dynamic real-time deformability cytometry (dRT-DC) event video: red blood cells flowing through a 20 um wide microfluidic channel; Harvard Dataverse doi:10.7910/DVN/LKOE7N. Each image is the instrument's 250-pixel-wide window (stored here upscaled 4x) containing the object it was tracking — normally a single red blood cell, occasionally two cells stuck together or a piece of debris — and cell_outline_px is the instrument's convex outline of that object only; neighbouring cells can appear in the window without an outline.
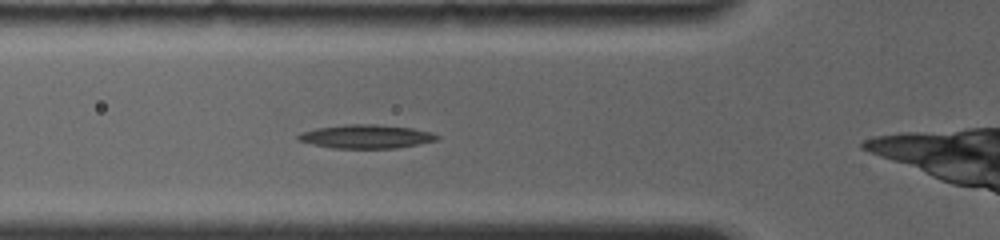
{"species": "common noctule bat (a hibernating species)", "species_latin": "Nyctalus noctula", "temperature_condition": "room temperature", "stored_images_in_passage": 27, "camera_frame_rate_fps": 4000, "um_per_image_px": 0.085, "animal": {"sex": "female", "body_mass_g": 19.0, "forearm_length_mm": 56.7}, "frame": {"image": 1, "passage_image": 5, "time_ms": 1.75, "image_size_px": [1000, 240], "cell_outline_px": [[440, 136], [436, 140], [396, 148], [332, 148], [312, 144], [296, 140], [296, 136], [300, 132], [316, 128], [344, 124], [376, 124], [412, 128], [432, 132]], "centroid_in_image_um": [31.07, 11.59], "position_along_channel_um": 94.7, "area_um2": 19.19}}
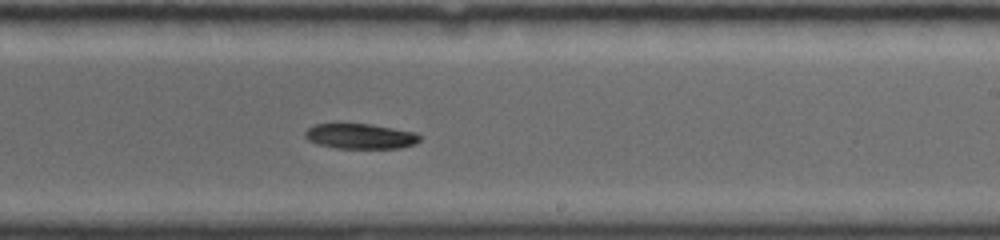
{"frame": {"image": 2, "passage_image": 15, "time_ms": 6.0, "image_size_px": [1000, 240], "cell_outline_px": [[420, 140], [416, 144], [400, 148], [336, 148], [320, 144], [308, 140], [304, 136], [304, 132], [312, 124], [336, 120], [368, 124], [416, 132], [420, 136]], "centroid_in_image_um": [30.55, 11.53], "position_along_channel_um": 258.5, "area_um2": 17.57}}
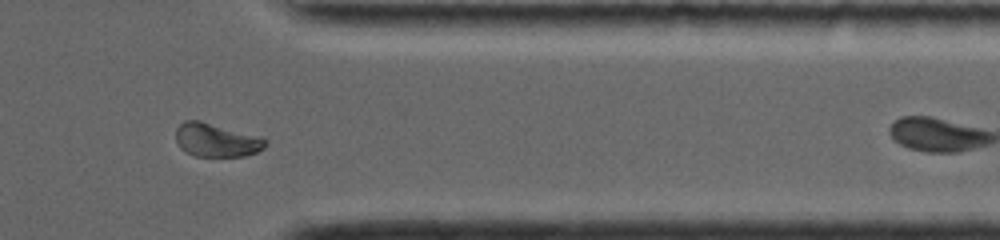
{"frame": {"image": 3, "passage_image": 23, "time_ms": 9.5, "image_size_px": [1000, 240], "cell_outline_px": [[268, 144], [264, 148], [256, 152], [244, 156], [196, 156], [180, 148], [176, 140], [176, 128], [184, 120], [200, 120], [260, 136], [268, 140]], "centroid_in_image_um": [18.41, 11.89], "position_along_channel_um": 393.0, "area_um2": 17.57}}